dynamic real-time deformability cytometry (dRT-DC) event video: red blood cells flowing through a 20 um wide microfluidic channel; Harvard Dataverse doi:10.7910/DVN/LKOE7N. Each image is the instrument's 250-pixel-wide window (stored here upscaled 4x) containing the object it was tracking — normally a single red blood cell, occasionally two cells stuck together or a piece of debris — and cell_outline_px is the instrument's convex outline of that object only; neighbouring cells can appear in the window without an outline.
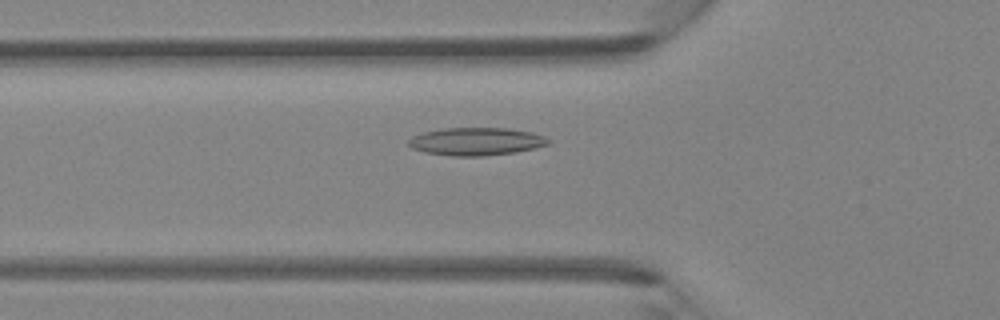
{"species": "Egyptian fruit bat (a non-hibernating species)", "species_latin": "Rousettus aegyptiacus", "temperature_condition": "room temperature", "stored_images_in_passage": 46, "camera_frame_rate_fps": 3000, "um_per_image_px": 0.085, "animal": {"sex": "female"}, "frame": {"image": 1, "passage_image": 16, "time_ms": 5.0, "image_size_px": [1000, 320], "cell_outline_px": [[552, 140], [548, 144], [516, 152], [484, 156], [452, 156], [424, 152], [412, 148], [408, 144], [408, 140], [412, 136], [424, 132], [440, 128], [508, 128], [532, 132]], "centroid_in_image_um": [40.45, 12.02], "position_along_channel_um": 85.4, "area_um2": 22.66}}
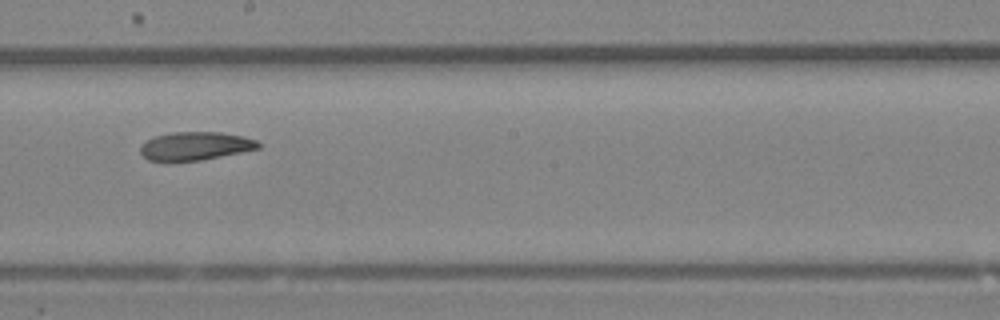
{"frame": {"image": 2, "passage_image": 26, "time_ms": 8.333, "image_size_px": [1000, 320], "cell_outline_px": [[260, 148], [200, 160], [148, 160], [140, 152], [140, 148], [148, 140], [156, 136], [172, 132], [220, 132], [244, 136], [256, 140], [260, 144]], "centroid_in_image_um": [16.64, 12.39], "position_along_channel_um": 231.6, "area_um2": 19.02}}
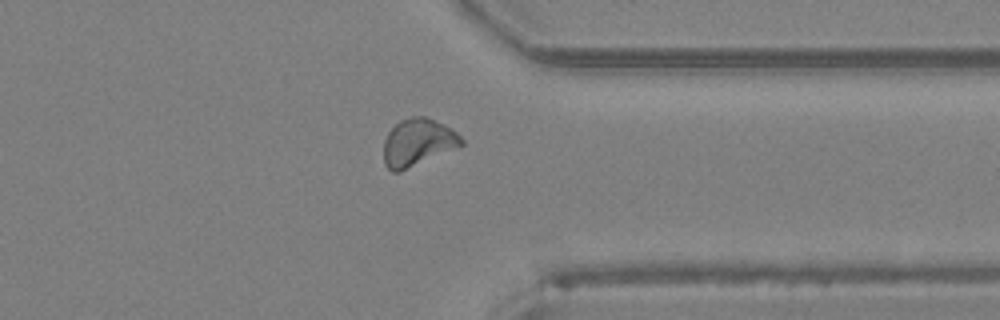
{"frame": {"image": 3, "passage_image": 36, "time_ms": 11.667, "image_size_px": [1000, 320], "cell_outline_px": [[464, 144], [400, 172], [392, 172], [384, 164], [384, 140], [388, 132], [400, 120], [412, 116], [424, 116], [444, 124], [452, 128], [464, 140]], "centroid_in_image_um": [35.5, 12.1], "position_along_channel_um": 375.9, "area_um2": 21.33}}